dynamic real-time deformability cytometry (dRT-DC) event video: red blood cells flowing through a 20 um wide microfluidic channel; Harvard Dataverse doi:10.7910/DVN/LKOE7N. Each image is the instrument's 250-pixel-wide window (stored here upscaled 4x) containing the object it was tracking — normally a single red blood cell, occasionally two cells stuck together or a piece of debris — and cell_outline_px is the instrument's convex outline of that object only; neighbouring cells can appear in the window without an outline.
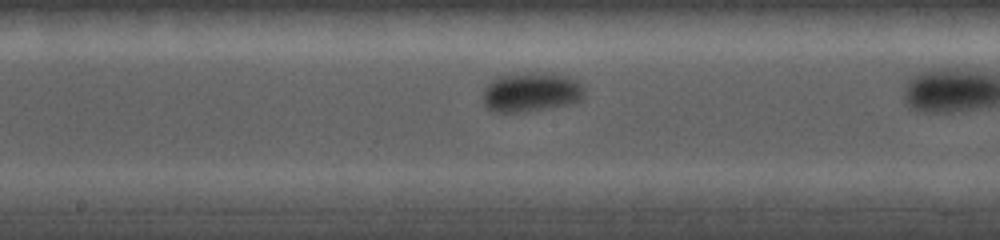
{"species": "common noctule bat (a hibernating species)", "species_latin": "Nyctalus noctula", "temperature_condition": "cold", "stored_images_in_passage": 17, "camera_frame_rate_fps": 5000, "um_per_image_px": 0.085, "animal": {"sex": "female", "body_mass_g": 19.0, "forearm_length_mm": 56.7}, "frame": {"image": 1, "passage_image": 8, "time_ms": 3.4, "image_size_px": [1000, 240], "cell_outline_px": [[584, 96], [580, 100], [572, 104], [524, 112], [492, 112], [484, 104], [484, 88], [496, 76], [552, 72], [568, 76], [576, 80], [584, 88]], "centroid_in_image_um": [45.17, 7.84], "position_along_channel_um": 203.0, "area_um2": 23.35}}
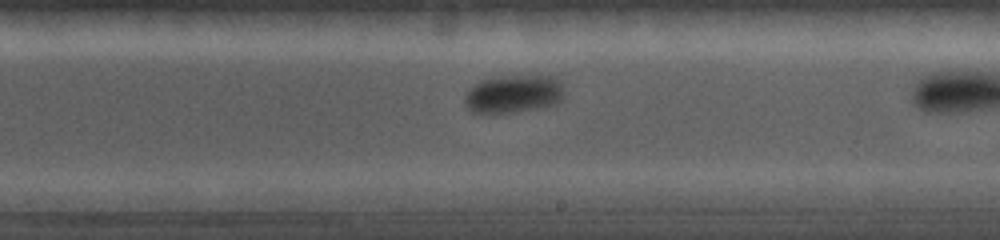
{"frame": {"image": 2, "passage_image": 10, "time_ms": 4.4, "image_size_px": [1000, 240], "cell_outline_px": [[560, 100], [556, 104], [512, 112], [472, 112], [464, 104], [464, 96], [468, 88], [472, 84], [480, 80], [500, 76], [556, 76], [560, 80]], "centroid_in_image_um": [43.56, 7.96], "position_along_channel_um": 245.4, "area_um2": 21.73}}
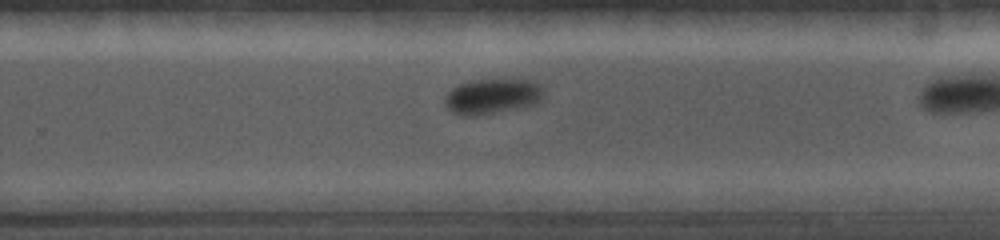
{"frame": {"image": 3, "passage_image": 12, "time_ms": 5.4, "image_size_px": [1000, 240], "cell_outline_px": [[544, 96], [536, 104], [476, 116], [468, 116], [452, 112], [444, 104], [444, 96], [452, 88], [460, 84], [476, 80], [536, 80], [544, 84]], "centroid_in_image_um": [41.89, 8.18], "position_along_channel_um": 287.9, "area_um2": 20.4}}